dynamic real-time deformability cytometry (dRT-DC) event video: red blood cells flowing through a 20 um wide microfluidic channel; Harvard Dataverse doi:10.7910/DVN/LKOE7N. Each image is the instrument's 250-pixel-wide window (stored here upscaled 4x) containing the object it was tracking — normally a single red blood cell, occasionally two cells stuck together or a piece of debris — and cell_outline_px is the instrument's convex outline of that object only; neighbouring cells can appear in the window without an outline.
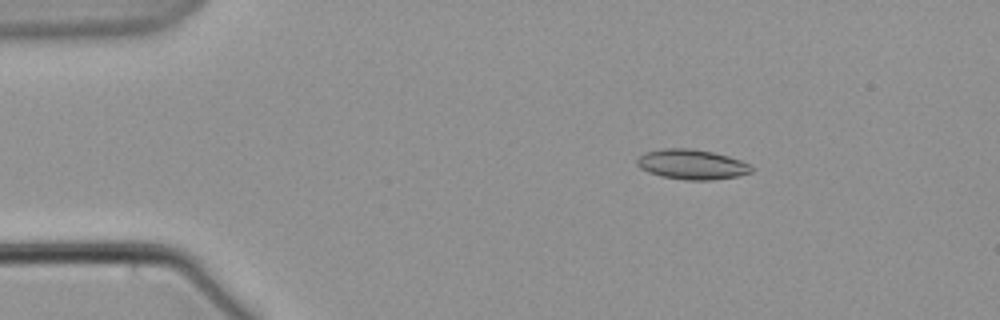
{"species": "common noctule bat (a hibernating species)", "species_latin": "Nyctalus noctula", "temperature_condition": "warm", "stored_images_in_passage": 5, "camera_frame_rate_fps": 3000, "um_per_image_px": 0.085, "animal": {"sex": "male", "body_mass_g": 21.5, "forearm_length_mm": 52.0}, "frame": {"image": 1, "passage_image": 2, "time_ms": 1.333, "image_size_px": [1000, 320], "cell_outline_px": [[752, 172], [736, 176], [712, 180], [684, 180], [660, 176], [648, 172], [640, 168], [636, 164], [636, 160], [644, 152], [664, 148], [688, 148], [712, 152], [728, 156], [740, 160], [748, 164], [752, 168]], "centroid_in_image_um": [58.76, 13.98], "position_along_channel_um": 26.2, "area_um2": 19.94}}
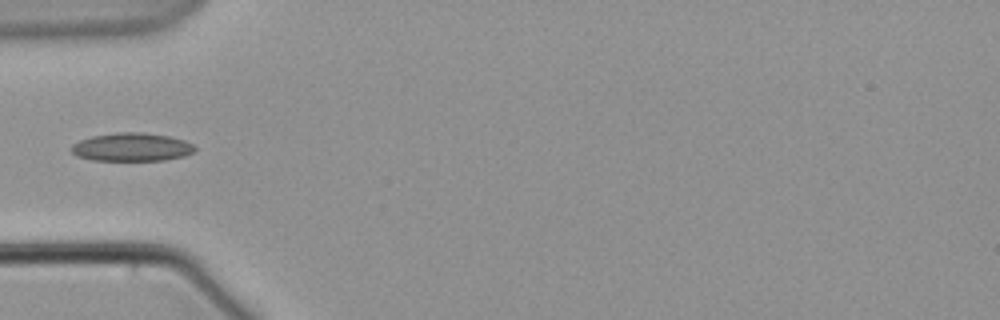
{"frame": {"image": 2, "passage_image": 5, "time_ms": 5.0, "image_size_px": [1000, 320], "cell_outline_px": [[196, 148], [192, 152], [184, 156], [164, 160], [92, 160], [76, 156], [72, 152], [72, 144], [80, 140], [92, 136], [116, 132], [140, 132], [168, 136], [184, 140], [192, 144]], "centroid_in_image_um": [11.18, 12.5], "position_along_channel_um": 73.8, "area_um2": 20.23}}